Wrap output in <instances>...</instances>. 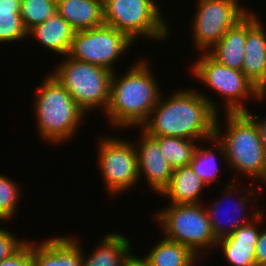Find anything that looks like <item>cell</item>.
Masks as SVG:
<instances>
[{
	"label": "cell",
	"mask_w": 266,
	"mask_h": 266,
	"mask_svg": "<svg viewBox=\"0 0 266 266\" xmlns=\"http://www.w3.org/2000/svg\"><path fill=\"white\" fill-rule=\"evenodd\" d=\"M56 13V0H21L22 22L29 32Z\"/></svg>",
	"instance_id": "26"
},
{
	"label": "cell",
	"mask_w": 266,
	"mask_h": 266,
	"mask_svg": "<svg viewBox=\"0 0 266 266\" xmlns=\"http://www.w3.org/2000/svg\"><path fill=\"white\" fill-rule=\"evenodd\" d=\"M134 43L125 33L104 24L75 32L68 56L114 72V63Z\"/></svg>",
	"instance_id": "10"
},
{
	"label": "cell",
	"mask_w": 266,
	"mask_h": 266,
	"mask_svg": "<svg viewBox=\"0 0 266 266\" xmlns=\"http://www.w3.org/2000/svg\"><path fill=\"white\" fill-rule=\"evenodd\" d=\"M246 113L254 120L255 124L257 125L262 145L266 150V117L262 119L261 116L257 115L256 113L253 114V112L251 113L249 110L246 111Z\"/></svg>",
	"instance_id": "31"
},
{
	"label": "cell",
	"mask_w": 266,
	"mask_h": 266,
	"mask_svg": "<svg viewBox=\"0 0 266 266\" xmlns=\"http://www.w3.org/2000/svg\"><path fill=\"white\" fill-rule=\"evenodd\" d=\"M40 84L33 104L37 131L44 142L66 143L76 136L86 113L51 73Z\"/></svg>",
	"instance_id": "4"
},
{
	"label": "cell",
	"mask_w": 266,
	"mask_h": 266,
	"mask_svg": "<svg viewBox=\"0 0 266 266\" xmlns=\"http://www.w3.org/2000/svg\"><path fill=\"white\" fill-rule=\"evenodd\" d=\"M225 132L220 129L219 114L215 123V137L223 144L228 168L239 171L252 180L266 185V150L258 127L246 112H223ZM254 178V179H253Z\"/></svg>",
	"instance_id": "3"
},
{
	"label": "cell",
	"mask_w": 266,
	"mask_h": 266,
	"mask_svg": "<svg viewBox=\"0 0 266 266\" xmlns=\"http://www.w3.org/2000/svg\"><path fill=\"white\" fill-rule=\"evenodd\" d=\"M261 210L250 222L238 227L231 235L217 240L215 248L222 250L229 266H256L255 248L264 217ZM257 225V226H256ZM222 248V249H221Z\"/></svg>",
	"instance_id": "14"
},
{
	"label": "cell",
	"mask_w": 266,
	"mask_h": 266,
	"mask_svg": "<svg viewBox=\"0 0 266 266\" xmlns=\"http://www.w3.org/2000/svg\"><path fill=\"white\" fill-rule=\"evenodd\" d=\"M56 66L52 75L65 87L77 105L87 114L95 108L108 107L113 72L68 55ZM58 67V68H57Z\"/></svg>",
	"instance_id": "7"
},
{
	"label": "cell",
	"mask_w": 266,
	"mask_h": 266,
	"mask_svg": "<svg viewBox=\"0 0 266 266\" xmlns=\"http://www.w3.org/2000/svg\"><path fill=\"white\" fill-rule=\"evenodd\" d=\"M22 190L16 181L0 174V221H10L17 213Z\"/></svg>",
	"instance_id": "27"
},
{
	"label": "cell",
	"mask_w": 266,
	"mask_h": 266,
	"mask_svg": "<svg viewBox=\"0 0 266 266\" xmlns=\"http://www.w3.org/2000/svg\"><path fill=\"white\" fill-rule=\"evenodd\" d=\"M21 12V0H0V44L28 38Z\"/></svg>",
	"instance_id": "24"
},
{
	"label": "cell",
	"mask_w": 266,
	"mask_h": 266,
	"mask_svg": "<svg viewBox=\"0 0 266 266\" xmlns=\"http://www.w3.org/2000/svg\"><path fill=\"white\" fill-rule=\"evenodd\" d=\"M141 140L135 144L138 157V172L145 175L150 190L160 194L169 184L174 168L165 160L160 150L159 142L141 129ZM139 144V145H138Z\"/></svg>",
	"instance_id": "15"
},
{
	"label": "cell",
	"mask_w": 266,
	"mask_h": 266,
	"mask_svg": "<svg viewBox=\"0 0 266 266\" xmlns=\"http://www.w3.org/2000/svg\"><path fill=\"white\" fill-rule=\"evenodd\" d=\"M16 234L0 227V262L16 253L28 240H22Z\"/></svg>",
	"instance_id": "28"
},
{
	"label": "cell",
	"mask_w": 266,
	"mask_h": 266,
	"mask_svg": "<svg viewBox=\"0 0 266 266\" xmlns=\"http://www.w3.org/2000/svg\"><path fill=\"white\" fill-rule=\"evenodd\" d=\"M246 42V16L227 30L222 38L208 51L220 64L242 71Z\"/></svg>",
	"instance_id": "21"
},
{
	"label": "cell",
	"mask_w": 266,
	"mask_h": 266,
	"mask_svg": "<svg viewBox=\"0 0 266 266\" xmlns=\"http://www.w3.org/2000/svg\"><path fill=\"white\" fill-rule=\"evenodd\" d=\"M128 239L119 232H111L100 239L89 256L84 255L82 248V266H124L134 255Z\"/></svg>",
	"instance_id": "18"
},
{
	"label": "cell",
	"mask_w": 266,
	"mask_h": 266,
	"mask_svg": "<svg viewBox=\"0 0 266 266\" xmlns=\"http://www.w3.org/2000/svg\"><path fill=\"white\" fill-rule=\"evenodd\" d=\"M192 26L193 44L198 51L208 52L227 32L251 10L239 0H197Z\"/></svg>",
	"instance_id": "11"
},
{
	"label": "cell",
	"mask_w": 266,
	"mask_h": 266,
	"mask_svg": "<svg viewBox=\"0 0 266 266\" xmlns=\"http://www.w3.org/2000/svg\"><path fill=\"white\" fill-rule=\"evenodd\" d=\"M74 33L70 24L56 12L43 23L33 27L28 32V37L36 38L42 46L56 55L58 53L66 56L71 48Z\"/></svg>",
	"instance_id": "19"
},
{
	"label": "cell",
	"mask_w": 266,
	"mask_h": 266,
	"mask_svg": "<svg viewBox=\"0 0 266 266\" xmlns=\"http://www.w3.org/2000/svg\"><path fill=\"white\" fill-rule=\"evenodd\" d=\"M208 143H214L211 145L210 149L207 147H203V144L200 143V147L197 145L192 160L190 161V166L193 171L198 175V177L203 181V183L208 186H211L213 182L219 183V171L220 167H218V160L216 159V154H220L223 156V159H226L225 150L223 144L215 137L209 138L207 140ZM214 147V148H213ZM217 150V152H215ZM215 152V153H214ZM217 162V163H216ZM217 176L219 178H217Z\"/></svg>",
	"instance_id": "23"
},
{
	"label": "cell",
	"mask_w": 266,
	"mask_h": 266,
	"mask_svg": "<svg viewBox=\"0 0 266 266\" xmlns=\"http://www.w3.org/2000/svg\"><path fill=\"white\" fill-rule=\"evenodd\" d=\"M0 266H32L31 242L27 241L16 253L1 261Z\"/></svg>",
	"instance_id": "29"
},
{
	"label": "cell",
	"mask_w": 266,
	"mask_h": 266,
	"mask_svg": "<svg viewBox=\"0 0 266 266\" xmlns=\"http://www.w3.org/2000/svg\"><path fill=\"white\" fill-rule=\"evenodd\" d=\"M74 236L31 241L32 266H82V248Z\"/></svg>",
	"instance_id": "16"
},
{
	"label": "cell",
	"mask_w": 266,
	"mask_h": 266,
	"mask_svg": "<svg viewBox=\"0 0 266 266\" xmlns=\"http://www.w3.org/2000/svg\"><path fill=\"white\" fill-rule=\"evenodd\" d=\"M100 137L98 168L111 195L134 189L139 179L138 157L134 142L123 138Z\"/></svg>",
	"instance_id": "9"
},
{
	"label": "cell",
	"mask_w": 266,
	"mask_h": 266,
	"mask_svg": "<svg viewBox=\"0 0 266 266\" xmlns=\"http://www.w3.org/2000/svg\"><path fill=\"white\" fill-rule=\"evenodd\" d=\"M148 62L136 61L123 76L112 74L105 117L116 129L141 127L159 101L162 90Z\"/></svg>",
	"instance_id": "2"
},
{
	"label": "cell",
	"mask_w": 266,
	"mask_h": 266,
	"mask_svg": "<svg viewBox=\"0 0 266 266\" xmlns=\"http://www.w3.org/2000/svg\"><path fill=\"white\" fill-rule=\"evenodd\" d=\"M104 23L125 33L133 42L164 41L170 28L154 0H103ZM138 38V39H137Z\"/></svg>",
	"instance_id": "8"
},
{
	"label": "cell",
	"mask_w": 266,
	"mask_h": 266,
	"mask_svg": "<svg viewBox=\"0 0 266 266\" xmlns=\"http://www.w3.org/2000/svg\"><path fill=\"white\" fill-rule=\"evenodd\" d=\"M236 181H232L230 183H228L226 186H225V190L223 195L224 199L228 198L229 197V201H230V198L233 200H235V205L236 207H234V212H235V215H233V217L230 219V223L228 222V220H224L222 221V219L220 220V207L222 206V199L220 198V201H215L214 204H212V207H209L208 208L206 207V210H207V213H208V216H209V221L211 223V227H212V231L216 237L217 240L221 239V238H224L225 236H229L231 235L238 227H240L241 225H244V224H247L248 222H250L252 219L251 218H254L261 210H264V209H253L254 211H251V214H250V218H246L247 215H245V213H248V212H245L247 211L246 208H248V204L247 202L249 201L248 199L250 197H252L250 199V201L252 200L253 203H257L258 200H256L257 198L256 197H253V196H256L257 193H258V190L257 189L258 187H256L253 183L254 181H252L250 183V189H246V187L244 186V189H240L239 187V184H236L235 183ZM238 185V186H237ZM257 189V191H256ZM241 190V191H240ZM237 191V192H236ZM240 192V194H238ZM248 195H245V193ZM236 193V195H235ZM238 194V195H237ZM242 195V196H241ZM238 197V198H237ZM236 198V199H235ZM228 201V203H229ZM214 205V206H213ZM224 207V206H223ZM233 210V209H232ZM243 211V212H242ZM233 212V213H234ZM232 213V212H231ZM243 214L244 217H241ZM230 214V213H229ZM229 216V215H228ZM231 217V216H230ZM237 218V219H235ZM223 222V223H222ZM229 223V224H228Z\"/></svg>",
	"instance_id": "12"
},
{
	"label": "cell",
	"mask_w": 266,
	"mask_h": 266,
	"mask_svg": "<svg viewBox=\"0 0 266 266\" xmlns=\"http://www.w3.org/2000/svg\"><path fill=\"white\" fill-rule=\"evenodd\" d=\"M157 242L148 254L139 257L147 266H197L196 261L201 258L187 246L164 236Z\"/></svg>",
	"instance_id": "22"
},
{
	"label": "cell",
	"mask_w": 266,
	"mask_h": 266,
	"mask_svg": "<svg viewBox=\"0 0 266 266\" xmlns=\"http://www.w3.org/2000/svg\"><path fill=\"white\" fill-rule=\"evenodd\" d=\"M252 11L246 15L242 71L263 94H266V29L258 15Z\"/></svg>",
	"instance_id": "13"
},
{
	"label": "cell",
	"mask_w": 266,
	"mask_h": 266,
	"mask_svg": "<svg viewBox=\"0 0 266 266\" xmlns=\"http://www.w3.org/2000/svg\"><path fill=\"white\" fill-rule=\"evenodd\" d=\"M124 266H147L138 256H132Z\"/></svg>",
	"instance_id": "32"
},
{
	"label": "cell",
	"mask_w": 266,
	"mask_h": 266,
	"mask_svg": "<svg viewBox=\"0 0 266 266\" xmlns=\"http://www.w3.org/2000/svg\"><path fill=\"white\" fill-rule=\"evenodd\" d=\"M256 265L266 266V229L260 230V236L255 248Z\"/></svg>",
	"instance_id": "30"
},
{
	"label": "cell",
	"mask_w": 266,
	"mask_h": 266,
	"mask_svg": "<svg viewBox=\"0 0 266 266\" xmlns=\"http://www.w3.org/2000/svg\"><path fill=\"white\" fill-rule=\"evenodd\" d=\"M56 12L75 32L105 24L103 0H56Z\"/></svg>",
	"instance_id": "17"
},
{
	"label": "cell",
	"mask_w": 266,
	"mask_h": 266,
	"mask_svg": "<svg viewBox=\"0 0 266 266\" xmlns=\"http://www.w3.org/2000/svg\"><path fill=\"white\" fill-rule=\"evenodd\" d=\"M205 186L188 165L174 169L169 184L160 195L169 198L170 204H200Z\"/></svg>",
	"instance_id": "20"
},
{
	"label": "cell",
	"mask_w": 266,
	"mask_h": 266,
	"mask_svg": "<svg viewBox=\"0 0 266 266\" xmlns=\"http://www.w3.org/2000/svg\"><path fill=\"white\" fill-rule=\"evenodd\" d=\"M167 207L154 213L165 238L187 246L198 257L202 253L207 256L210 249L213 251L217 239L202 203L169 204Z\"/></svg>",
	"instance_id": "5"
},
{
	"label": "cell",
	"mask_w": 266,
	"mask_h": 266,
	"mask_svg": "<svg viewBox=\"0 0 266 266\" xmlns=\"http://www.w3.org/2000/svg\"><path fill=\"white\" fill-rule=\"evenodd\" d=\"M187 88L175 90L163 98L151 111L148 120L140 127L151 137L173 136L198 140L205 145L215 136L218 106L206 93Z\"/></svg>",
	"instance_id": "1"
},
{
	"label": "cell",
	"mask_w": 266,
	"mask_h": 266,
	"mask_svg": "<svg viewBox=\"0 0 266 266\" xmlns=\"http://www.w3.org/2000/svg\"><path fill=\"white\" fill-rule=\"evenodd\" d=\"M154 138L159 142L162 156L174 169L188 166L190 164L198 140L173 136H160Z\"/></svg>",
	"instance_id": "25"
},
{
	"label": "cell",
	"mask_w": 266,
	"mask_h": 266,
	"mask_svg": "<svg viewBox=\"0 0 266 266\" xmlns=\"http://www.w3.org/2000/svg\"><path fill=\"white\" fill-rule=\"evenodd\" d=\"M201 55L190 66L191 73L205 87L224 98V112L248 111L245 101L250 98L258 102L265 101L266 94H263L243 71L220 64L208 52H201Z\"/></svg>",
	"instance_id": "6"
}]
</instances>
